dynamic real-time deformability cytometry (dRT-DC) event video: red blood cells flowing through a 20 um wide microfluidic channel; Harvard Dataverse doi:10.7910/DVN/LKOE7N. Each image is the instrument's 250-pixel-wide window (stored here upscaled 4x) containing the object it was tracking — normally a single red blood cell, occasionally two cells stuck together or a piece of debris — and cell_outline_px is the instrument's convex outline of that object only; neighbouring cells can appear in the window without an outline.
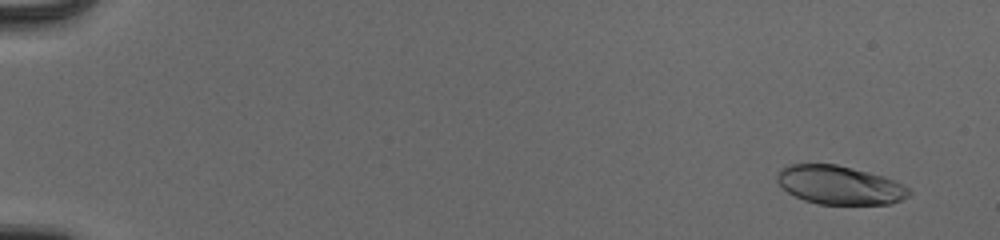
{"species": "human", "species_latin": "Homo sapiens", "temperature_condition": "cold", "stored_images_in_passage": 55, "camera_frame_rate_fps": 3000, "um_per_image_px": 0.085, "donor": {"sex": "male"}, "frame": {"image": 1, "passage_image": 4, "time_ms": 1.0, "image_size_px": [1000, 240], "cell_outline_px": [[912, 192], [908, 196], [900, 200], [888, 204], [820, 204], [804, 200], [788, 192], [776, 180], [776, 176], [788, 164], [836, 164], [884, 176], [908, 188]], "centroid_in_image_um": [71.36, 15.73], "position_along_channel_um": 13.6, "area_um2": 29.3}}
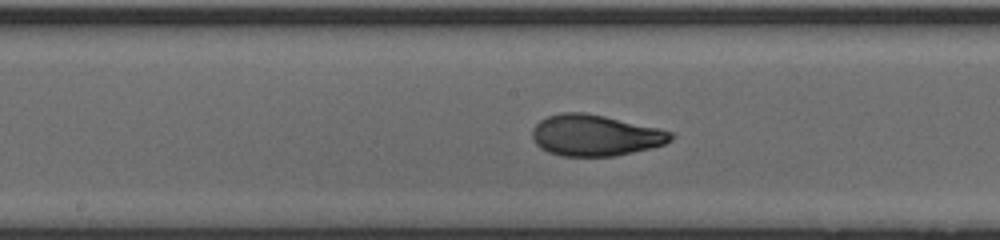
{"frame": {"image": 2, "passage_image": 31, "time_ms": 10.0, "image_size_px": [1000, 240], "cell_outline_px": [[672, 140], [664, 144], [652, 148], [616, 156], [560, 156], [548, 152], [540, 148], [532, 140], [532, 128], [540, 120], [548, 116], [560, 112], [584, 112], [604, 116], [656, 128], [672, 132]], "centroid_in_image_um": [50.54, 11.51], "position_along_channel_um": 197.7, "area_um2": 33.23}}
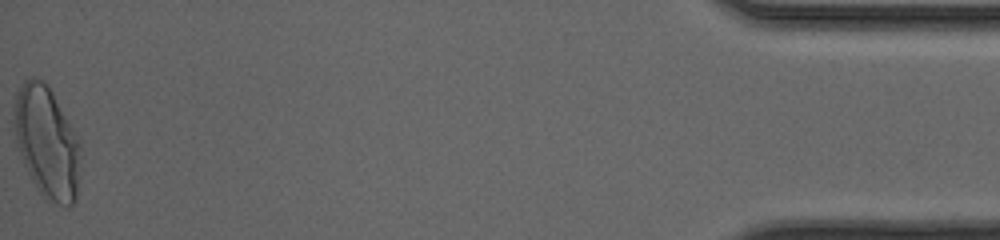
{"frame": {"image": 3, "passage_image": 55, "time_ms": 18.0, "image_size_px": [1000, 240], "cell_outline_px": [[80, 148], [76, 196], [72, 204], [68, 208], [44, 196], [36, 188], [24, 164], [16, 140], [12, 116], [16, 92], [24, 80], [32, 76], [36, 76], [44, 80], [48, 84], [80, 144]], "centroid_in_image_um": [3.94, 12.03], "position_along_channel_um": 431.3, "area_um2": 42.66}, "authors_computed_cell_mechanics": {"area_um2": 32.5992, "velocity_mm_per_s": 3.9695, "shape_relaxation_time_tau1_ms": 4.6665, "shape_relaxation_time_tau2_ms": 0.7514, "deformation_change_tau1": 0.2234, "deformation_change_tau2": 0.0643}}